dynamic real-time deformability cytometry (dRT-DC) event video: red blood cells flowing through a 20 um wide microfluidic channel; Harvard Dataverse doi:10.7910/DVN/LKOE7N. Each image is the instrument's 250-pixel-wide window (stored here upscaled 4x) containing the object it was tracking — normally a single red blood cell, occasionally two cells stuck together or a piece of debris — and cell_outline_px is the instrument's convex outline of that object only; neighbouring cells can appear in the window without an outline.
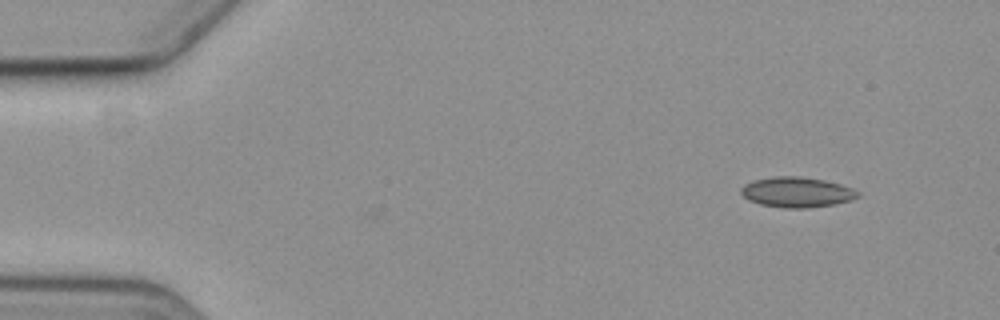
{"species": "common noctule bat (a hibernating species)", "species_latin": "Nyctalus noctula", "temperature_condition": "cold", "stored_images_in_passage": 5, "segment_of_instrument_passage": [1, 2], "camera_frame_rate_fps": 3000, "um_per_image_px": 0.085, "animal": {"sex": "female", "body_mass_g": 19.3, "forearm_length_mm": 54.1}, "frame": {"image": 1, "passage_image": 1, "time_ms": 0.0, "image_size_px": [1000, 320], "cell_outline_px": [[860, 196], [852, 200], [832, 204], [804, 208], [788, 208], [760, 204], [744, 196], [740, 192], [740, 188], [744, 184], [756, 180], [772, 176], [800, 176], [824, 180], [840, 184], [852, 188], [860, 192]], "centroid_in_image_um": [67.75, 16.32], "position_along_channel_um": 17.2, "area_um2": 20.4}}
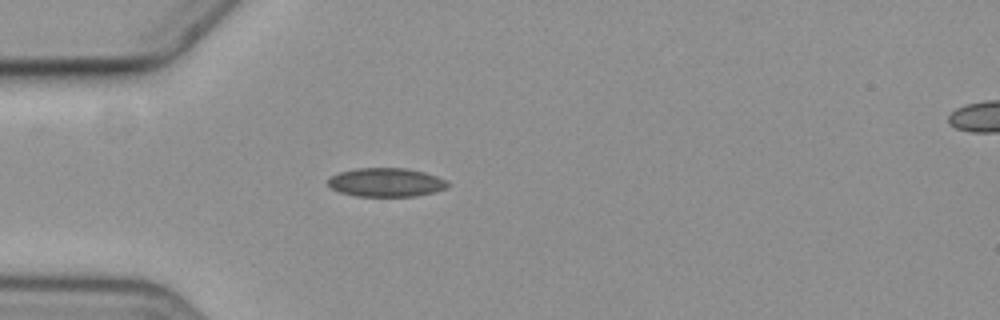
{"frame": {"image": 2, "passage_image": 4, "time_ms": 3.667, "image_size_px": [1000, 320], "cell_outline_px": [[448, 184], [444, 188], [432, 192], [416, 196], [356, 196], [340, 192], [332, 188], [328, 184], [328, 180], [332, 176], [340, 172], [356, 168], [408, 168], [424, 172], [436, 176], [444, 180]], "centroid_in_image_um": [32.78, 15.49], "position_along_channel_um": 52.2, "area_um2": 19.77}}